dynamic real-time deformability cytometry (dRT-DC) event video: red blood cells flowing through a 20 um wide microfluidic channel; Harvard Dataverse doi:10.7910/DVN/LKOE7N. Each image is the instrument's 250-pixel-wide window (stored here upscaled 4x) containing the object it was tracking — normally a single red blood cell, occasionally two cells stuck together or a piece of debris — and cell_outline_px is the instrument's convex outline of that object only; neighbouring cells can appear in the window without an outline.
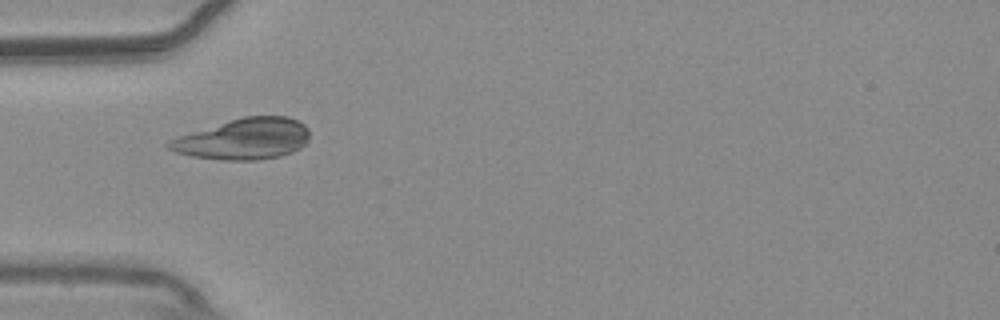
{"species": "common noctule bat (a hibernating species)", "species_latin": "Nyctalus noctula", "temperature_condition": "warm", "stored_images_in_passage": 51, "camera_frame_rate_fps": 3000, "um_per_image_px": 0.085, "animal": {"sex": "male", "body_mass_g": 20.4}, "frame": {"image": 1, "passage_image": 14, "time_ms": 4.333, "image_size_px": [1000, 320], "cell_outline_px": [[308, 140], [300, 148], [292, 152], [280, 156], [256, 160], [220, 160], [192, 156], [176, 152], [168, 148], [164, 144], [168, 140], [180, 136], [244, 116], [288, 116], [304, 124], [308, 128]], "centroid_in_image_um": [20.73, 11.82], "position_along_channel_um": 64.3, "area_um2": 33.29}}
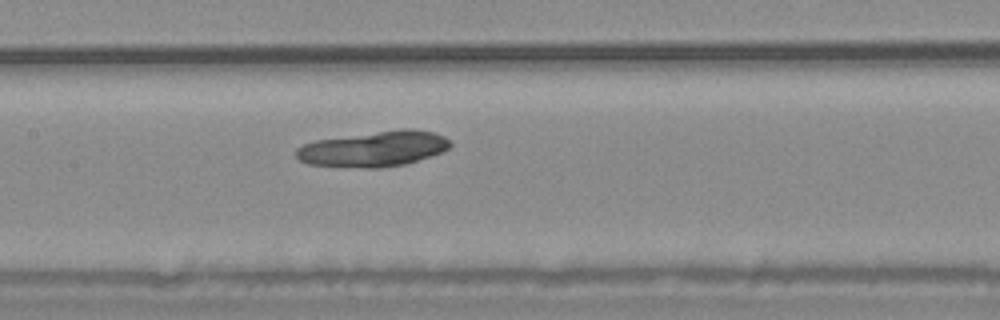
{"frame": {"image": 2, "passage_image": 23, "time_ms": 7.333, "image_size_px": [1000, 320], "cell_outline_px": [[452, 144], [448, 148], [440, 152], [404, 164], [380, 168], [364, 168], [308, 164], [300, 160], [296, 156], [296, 148], [304, 144], [316, 140], [404, 128], [412, 128], [432, 132], [444, 136]], "centroid_in_image_um": [31.75, 12.65], "position_along_channel_um": 175.6, "area_um2": 31.44}}
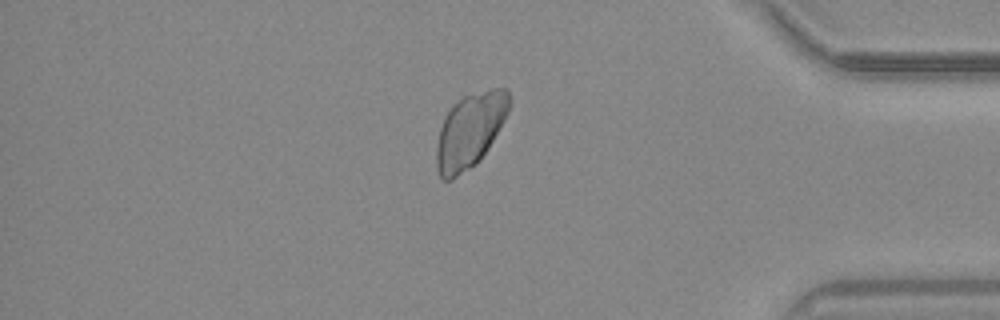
{"frame": {"image": 3, "passage_image": 43, "time_ms": 14.0, "image_size_px": [1000, 320], "cell_outline_px": [[508, 112], [504, 120], [488, 148], [480, 160], [476, 164], [452, 180], [440, 180], [436, 168], [436, 148], [440, 128], [444, 116], [452, 104], [464, 96], [492, 88], [508, 88]], "centroid_in_image_um": [39.9, 11.13], "position_along_channel_um": 395.3, "area_um2": 31.56}}